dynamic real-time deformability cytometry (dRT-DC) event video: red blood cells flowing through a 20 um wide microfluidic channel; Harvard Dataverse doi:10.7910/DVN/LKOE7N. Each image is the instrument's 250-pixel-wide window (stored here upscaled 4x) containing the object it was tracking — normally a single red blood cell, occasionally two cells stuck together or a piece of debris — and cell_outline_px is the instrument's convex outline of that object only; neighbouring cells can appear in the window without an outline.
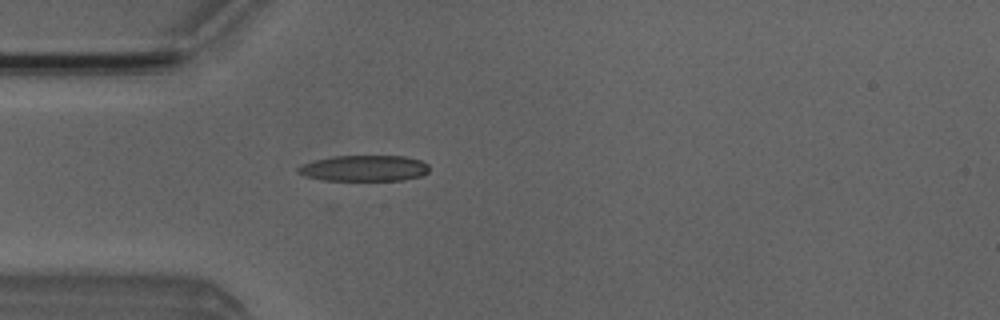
{"species": "Egyptian fruit bat (a non-hibernating species)", "species_latin": "Rousettus aegyptiacus", "temperature_condition": "room temperature", "stored_images_in_passage": 5, "camera_frame_rate_fps": 3000, "um_per_image_px": 0.085, "animal": {"sex": "male"}, "frame": {"image": 1, "passage_image": 5, "time_ms": 5.667, "image_size_px": [1000, 320], "cell_outline_px": [[428, 172], [420, 176], [400, 180], [324, 180], [304, 176], [296, 172], [296, 168], [300, 164], [312, 160], [332, 156], [404, 156], [420, 160], [428, 164]], "centroid_in_image_um": [30.88, 14.29], "position_along_channel_um": 54.1, "area_um2": 19.94}}